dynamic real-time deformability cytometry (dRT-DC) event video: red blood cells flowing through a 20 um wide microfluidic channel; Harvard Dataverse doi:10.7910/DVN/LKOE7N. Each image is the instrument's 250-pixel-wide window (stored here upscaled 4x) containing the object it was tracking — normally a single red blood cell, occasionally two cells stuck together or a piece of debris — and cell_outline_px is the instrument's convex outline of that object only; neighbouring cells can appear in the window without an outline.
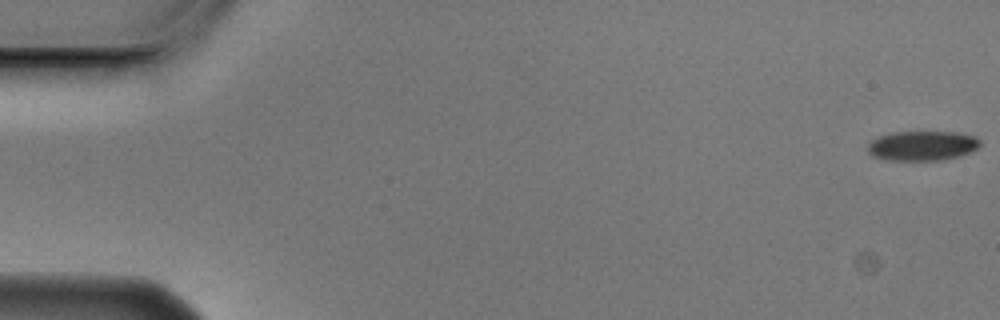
{"species": "Egyptian fruit bat (a non-hibernating species)", "species_latin": "Rousettus aegyptiacus", "temperature_condition": "cold", "stored_images_in_passage": 5, "camera_frame_rate_fps": 3000, "um_per_image_px": 0.085, "animal": {"sex": "male"}, "frame": {"image": 1, "passage_image": 1, "time_ms": 0.0, "image_size_px": [1000, 320], "cell_outline_px": [[980, 144], [976, 148], [960, 156], [940, 160], [888, 160], [872, 156], [868, 152], [868, 144], [872, 140], [880, 136], [892, 132], [956, 132], [976, 136], [980, 140]], "centroid_in_image_um": [78.39, 12.38], "position_along_channel_um": 6.6, "area_um2": 19.36}}
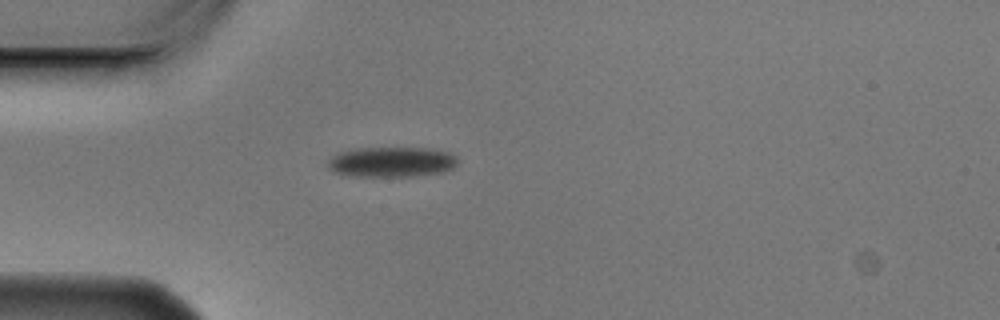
{"frame": {"image": 2, "passage_image": 5, "time_ms": 1.333, "image_size_px": [1000, 320], "cell_outline_px": [[456, 164], [452, 168], [444, 172], [412, 176], [348, 176], [332, 172], [328, 168], [328, 160], [332, 156], [340, 152], [352, 148], [428, 148], [448, 152], [456, 156]], "centroid_in_image_um": [33.24, 13.77], "position_along_channel_um": 51.8, "area_um2": 22.95}}